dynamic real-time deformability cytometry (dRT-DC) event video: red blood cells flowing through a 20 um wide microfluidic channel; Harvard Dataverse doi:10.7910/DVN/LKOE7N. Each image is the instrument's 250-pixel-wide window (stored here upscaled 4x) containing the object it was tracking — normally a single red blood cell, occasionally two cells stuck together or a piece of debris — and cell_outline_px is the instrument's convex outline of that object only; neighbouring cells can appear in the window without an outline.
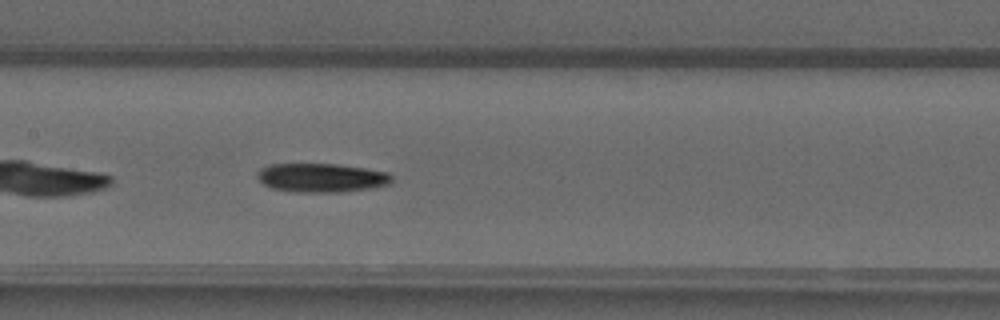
{"species": "common noctule bat (a hibernating species)", "species_latin": "Nyctalus noctula", "temperature_condition": "warm", "stored_images_in_passage": 37, "camera_frame_rate_fps": 3000, "um_per_image_px": 0.085, "animal": {"sex": "male", "forearm_length_mm": 52.5}, "frame": {"image": 1, "passage_image": 10, "time_ms": 3.0, "image_size_px": [1000, 320], "cell_outline_px": [[392, 180], [388, 184], [372, 188], [340, 192], [296, 192], [272, 188], [264, 184], [256, 176], [260, 168], [272, 164], [336, 164], [364, 168], [388, 172], [392, 176]], "centroid_in_image_um": [27.32, 15.11], "position_along_channel_um": 180.1, "area_um2": 22.54}}
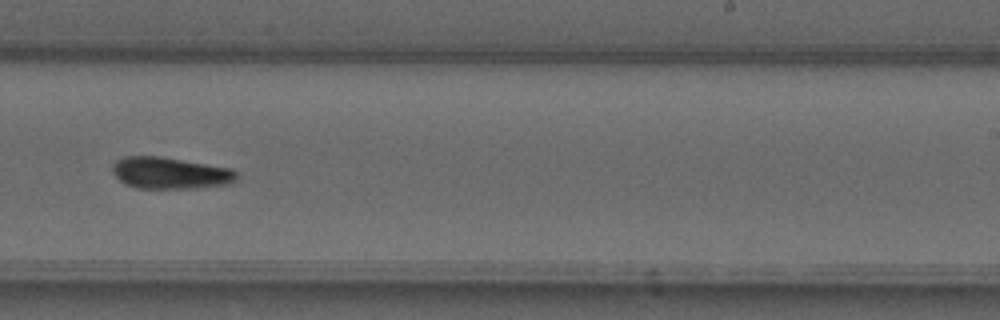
{"frame": {"image": 2, "passage_image": 17, "time_ms": 5.333, "image_size_px": [1000, 320], "cell_outline_px": [[236, 180], [228, 184], [196, 188], [136, 188], [124, 184], [112, 172], [112, 164], [116, 160], [124, 156], [160, 156], [232, 168], [236, 172]], "centroid_in_image_um": [14.43, 14.7], "position_along_channel_um": 274.6, "area_um2": 23.0}}
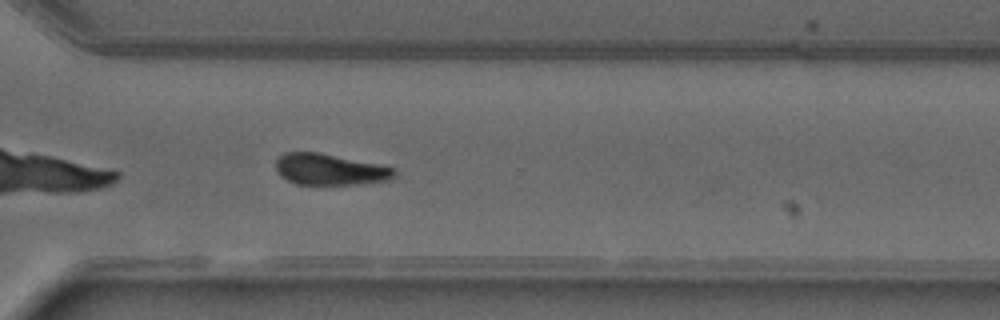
{"frame": {"image": 3, "passage_image": 22, "time_ms": 7.0, "image_size_px": [1000, 320], "cell_outline_px": [[396, 172], [388, 180], [360, 184], [296, 184], [280, 176], [276, 168], [276, 160], [284, 152], [320, 152], [396, 168]], "centroid_in_image_um": [28.01, 14.4], "position_along_channel_um": 342.6, "area_um2": 21.44}, "authors_computed_cell_mechanics": {"area_um2": 21.7906, "velocity_mm_per_s": 4.0826, "shape_relaxation_time_tau1_ms": 3.568, "shape_relaxation_time_tau2_ms": null, "deformation_change_tau1": 0.1566, "deformation_change_tau2": null}}